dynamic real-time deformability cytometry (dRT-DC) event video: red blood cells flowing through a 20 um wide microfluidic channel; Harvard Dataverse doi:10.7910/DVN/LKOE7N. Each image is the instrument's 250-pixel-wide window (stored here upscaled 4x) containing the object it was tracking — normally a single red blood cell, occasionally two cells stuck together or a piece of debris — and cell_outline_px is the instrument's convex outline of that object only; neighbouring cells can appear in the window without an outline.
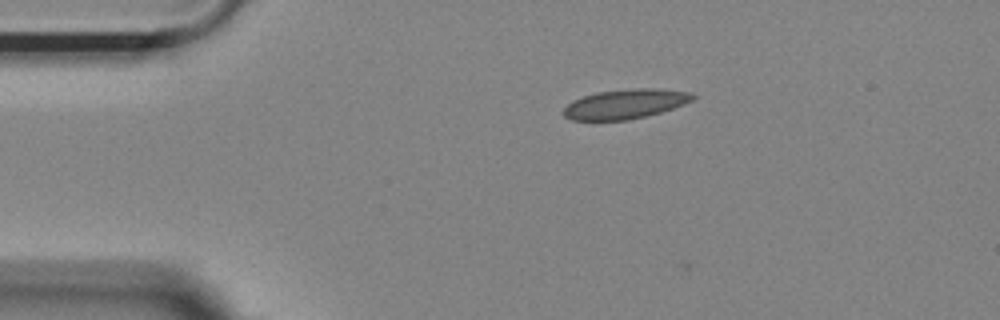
{"species": "Egyptian fruit bat (a non-hibernating species)", "species_latin": "Rousettus aegyptiacus", "temperature_condition": "room temperature", "stored_images_in_passage": 3, "camera_frame_rate_fps": 3000, "um_per_image_px": 0.085, "animal": {"sex": "female"}, "frame": {"image": 1, "passage_image": 1, "time_ms": 0.0, "image_size_px": [1000, 320], "cell_outline_px": [[696, 96], [692, 100], [684, 104], [660, 112], [628, 120], [572, 120], [564, 116], [564, 108], [572, 100], [596, 92], [636, 88], [660, 88], [692, 92]], "centroid_in_image_um": [53.16, 8.83], "position_along_channel_um": 31.8, "area_um2": 22.2}}